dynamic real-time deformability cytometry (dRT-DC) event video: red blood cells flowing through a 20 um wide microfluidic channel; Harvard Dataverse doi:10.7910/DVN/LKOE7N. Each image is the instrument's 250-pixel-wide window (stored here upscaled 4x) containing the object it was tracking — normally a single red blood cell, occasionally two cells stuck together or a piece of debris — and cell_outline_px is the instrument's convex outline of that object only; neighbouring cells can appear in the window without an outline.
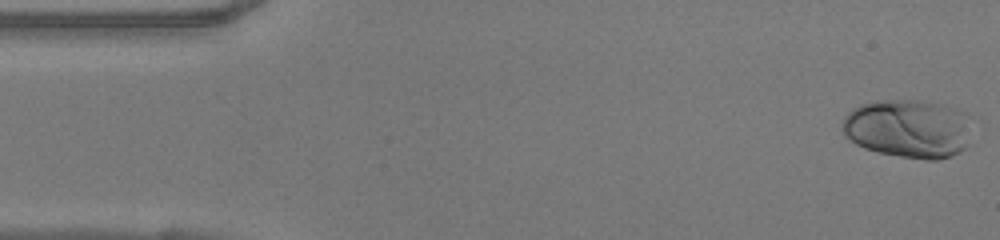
{"species": "human", "species_latin": "Homo sapiens", "temperature_condition": "warm", "stored_images_in_passage": 49, "camera_frame_rate_fps": 3000, "um_per_image_px": 0.085, "donor": {"sex": "female"}, "frame": {"image": 1, "passage_image": 1, "time_ms": 0.0, "image_size_px": [1000, 240], "cell_outline_px": [[964, 148], [960, 152], [940, 160], [928, 160], [900, 156], [880, 152], [864, 148], [856, 144], [844, 136], [840, 128], [844, 116], [852, 108], [860, 104], [876, 100], [928, 100], [944, 104], [956, 108], [964, 112]], "centroid_in_image_um": [77.06, 10.91], "position_along_channel_um": 7.9, "area_um2": 43.87}}
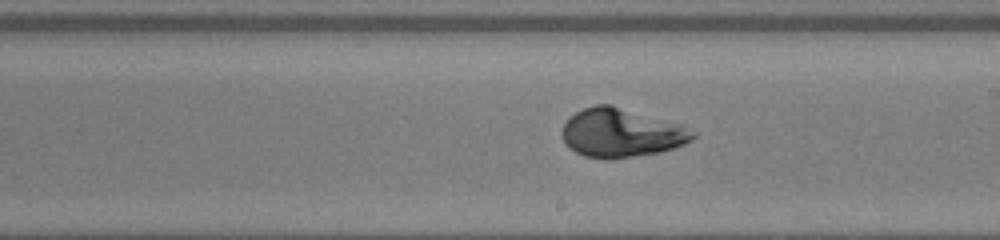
{"frame": {"image": 2, "passage_image": 27, "time_ms": 8.667, "image_size_px": [1000, 240], "cell_outline_px": [[696, 136], [692, 140], [684, 144], [660, 152], [632, 156], [584, 156], [576, 152], [564, 140], [560, 132], [564, 124], [576, 112], [584, 108], [596, 104], [612, 104], [680, 124], [696, 132]], "centroid_in_image_um": [52.84, 11.25], "position_along_channel_um": 236.2, "area_um2": 36.3}}
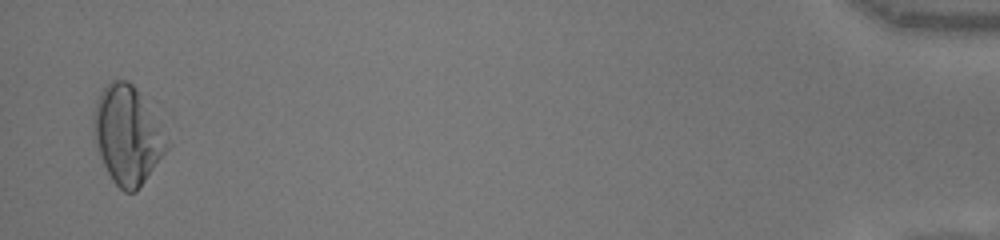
{"frame": {"image": 3, "passage_image": 48, "time_ms": 15.667, "image_size_px": [1000, 240], "cell_outline_px": [[168, 148], [136, 192], [124, 192], [112, 180], [100, 156], [92, 128], [92, 116], [96, 100], [100, 92], [112, 80], [128, 80], [136, 88], [164, 124], [168, 140]], "centroid_in_image_um": [10.85, 11.44], "position_along_channel_um": 424.4, "area_um2": 42.14}}